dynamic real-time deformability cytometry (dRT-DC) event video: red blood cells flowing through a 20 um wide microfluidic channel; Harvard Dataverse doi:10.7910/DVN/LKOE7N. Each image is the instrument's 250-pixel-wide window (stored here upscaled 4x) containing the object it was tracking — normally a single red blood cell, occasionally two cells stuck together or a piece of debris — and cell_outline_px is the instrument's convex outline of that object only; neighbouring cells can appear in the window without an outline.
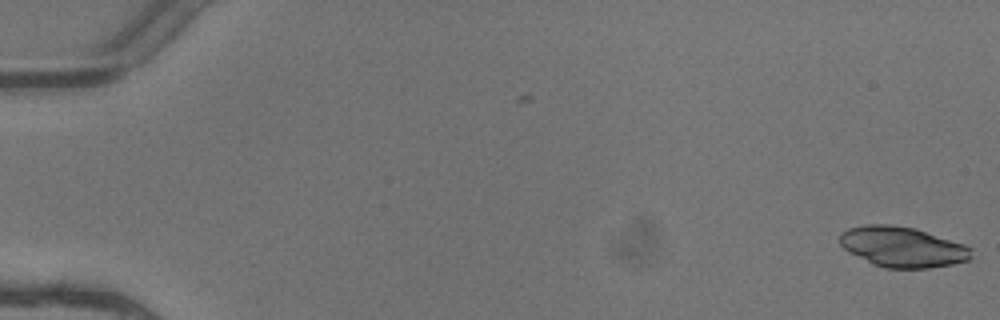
{"species": "common noctule bat (a hibernating species)", "species_latin": "Nyctalus noctula", "temperature_condition": "warm", "stored_images_in_passage": 6, "camera_frame_rate_fps": 3000, "um_per_image_px": 0.085, "animal": {"sex": "female"}, "frame": {"image": 1, "passage_image": 1, "time_ms": 0.0, "image_size_px": [1000, 320], "cell_outline_px": [[972, 260], [952, 264], [928, 268], [884, 268], [872, 264], [848, 252], [840, 244], [840, 232], [848, 228], [864, 224], [892, 224], [916, 228], [964, 244], [972, 248]], "centroid_in_image_um": [76.71, 20.98], "position_along_channel_um": 8.3, "area_um2": 31.33}}